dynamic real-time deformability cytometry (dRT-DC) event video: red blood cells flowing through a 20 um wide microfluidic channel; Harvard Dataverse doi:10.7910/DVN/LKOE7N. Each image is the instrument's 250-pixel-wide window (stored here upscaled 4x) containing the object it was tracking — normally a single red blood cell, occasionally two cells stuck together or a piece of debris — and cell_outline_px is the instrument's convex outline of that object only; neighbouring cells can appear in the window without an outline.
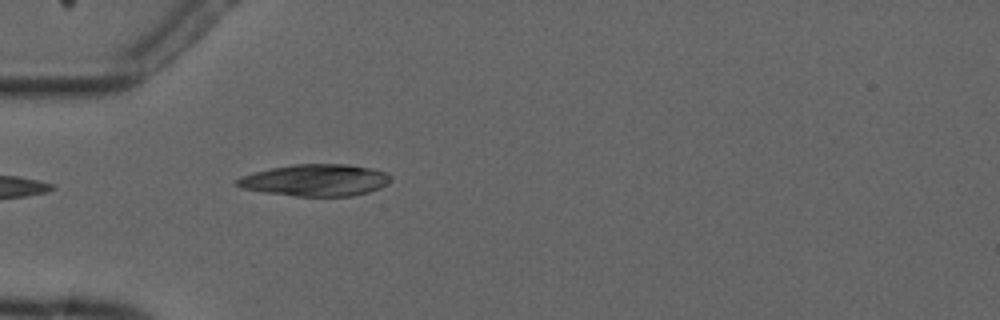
{"species": "common noctule bat (a hibernating species)", "species_latin": "Nyctalus noctula", "temperature_condition": "cold", "stored_images_in_passage": 5, "camera_frame_rate_fps": 3000, "um_per_image_px": 0.085, "animal": {"sex": "male", "forearm_length_mm": 52.5}, "frame": {"image": 1, "passage_image": 5, "time_ms": 4.333, "image_size_px": [1000, 320], "cell_outline_px": [[392, 176], [388, 184], [380, 188], [368, 192], [352, 196], [296, 196], [264, 192], [244, 188], [236, 184], [236, 180], [240, 176], [272, 168], [292, 164], [344, 164], [372, 168], [384, 172]], "centroid_in_image_um": [26.85, 15.31], "position_along_channel_um": 58.2, "area_um2": 28.32}}